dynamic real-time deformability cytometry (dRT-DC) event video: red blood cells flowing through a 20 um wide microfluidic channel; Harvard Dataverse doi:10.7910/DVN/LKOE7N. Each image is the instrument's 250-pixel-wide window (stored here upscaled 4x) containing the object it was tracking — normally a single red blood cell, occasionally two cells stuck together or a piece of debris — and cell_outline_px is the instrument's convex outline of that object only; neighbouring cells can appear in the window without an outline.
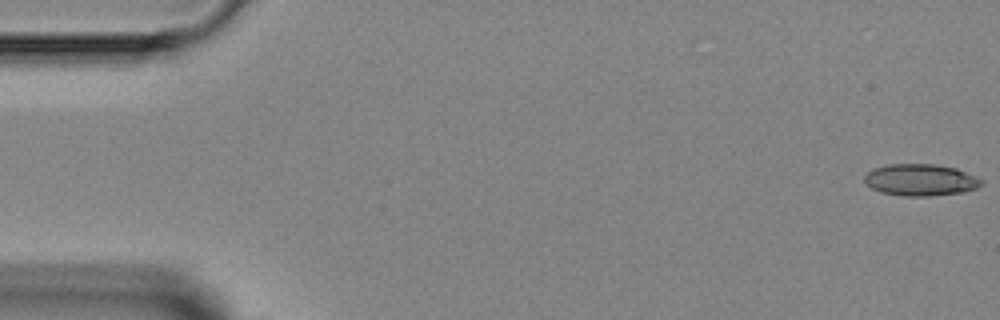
{"species": "Egyptian fruit bat (a non-hibernating species)", "species_latin": "Rousettus aegyptiacus", "temperature_condition": "room temperature", "stored_images_in_passage": 6, "segment_of_instrument_passage": [1, 2], "camera_frame_rate_fps": 3000, "um_per_image_px": 0.085, "animal": {"sex": "female"}, "frame": {"image": 1, "passage_image": 1, "time_ms": 0.0, "image_size_px": [1000, 320], "cell_outline_px": [[984, 184], [976, 188], [964, 192], [928, 196], [904, 196], [880, 192], [872, 188], [864, 180], [864, 176], [872, 168], [888, 164], [936, 164], [956, 168], [976, 176], [984, 180]], "centroid_in_image_um": [78.27, 15.29], "position_along_channel_um": 6.7, "area_um2": 21.79}}
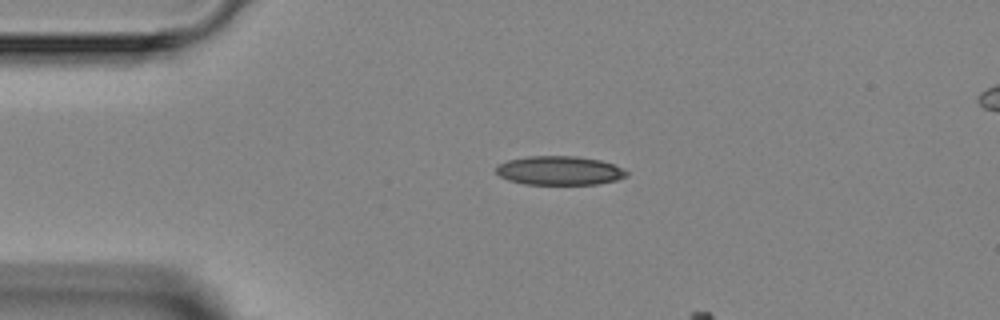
{"frame": {"image": 2, "passage_image": 4, "time_ms": 3.333, "image_size_px": [1000, 320], "cell_outline_px": [[628, 176], [616, 180], [596, 184], [524, 184], [508, 180], [500, 176], [496, 172], [496, 164], [508, 160], [528, 156], [576, 156], [600, 160], [624, 168], [628, 172]], "centroid_in_image_um": [47.55, 14.49], "position_along_channel_um": 37.5, "area_um2": 22.08}}